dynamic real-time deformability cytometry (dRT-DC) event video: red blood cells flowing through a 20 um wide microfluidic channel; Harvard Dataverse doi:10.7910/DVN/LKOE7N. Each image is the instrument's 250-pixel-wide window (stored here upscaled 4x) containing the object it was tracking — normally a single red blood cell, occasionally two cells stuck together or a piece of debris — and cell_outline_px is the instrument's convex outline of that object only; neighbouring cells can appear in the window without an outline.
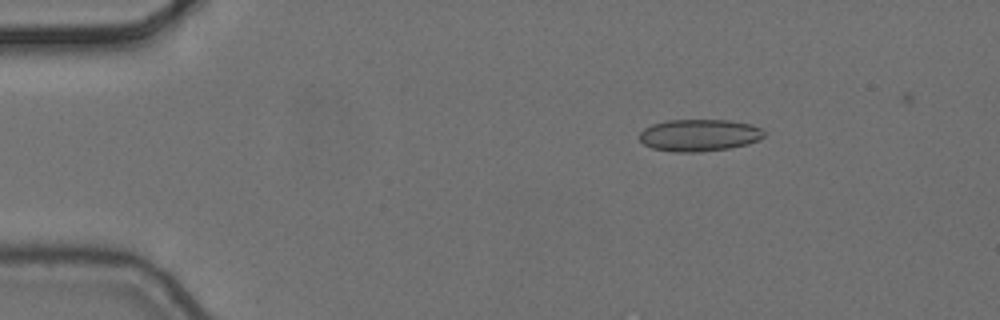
{"species": "common noctule bat (a hibernating species)", "species_latin": "Nyctalus noctula", "temperature_condition": "cold", "stored_images_in_passage": 5, "camera_frame_rate_fps": 3000, "um_per_image_px": 0.085, "animal": {"sex": "female", "body_mass_g": 24.6, "forearm_length_mm": 56.2}, "frame": {"image": 1, "passage_image": 2, "time_ms": 0.333, "image_size_px": [1000, 320], "cell_outline_px": [[764, 136], [748, 144], [728, 148], [700, 152], [672, 152], [652, 148], [644, 144], [640, 140], [640, 132], [644, 128], [652, 124], [668, 120], [728, 120], [752, 124], [760, 128], [764, 132]], "centroid_in_image_um": [59.41, 11.49], "position_along_channel_um": 25.6, "area_um2": 23.24}}